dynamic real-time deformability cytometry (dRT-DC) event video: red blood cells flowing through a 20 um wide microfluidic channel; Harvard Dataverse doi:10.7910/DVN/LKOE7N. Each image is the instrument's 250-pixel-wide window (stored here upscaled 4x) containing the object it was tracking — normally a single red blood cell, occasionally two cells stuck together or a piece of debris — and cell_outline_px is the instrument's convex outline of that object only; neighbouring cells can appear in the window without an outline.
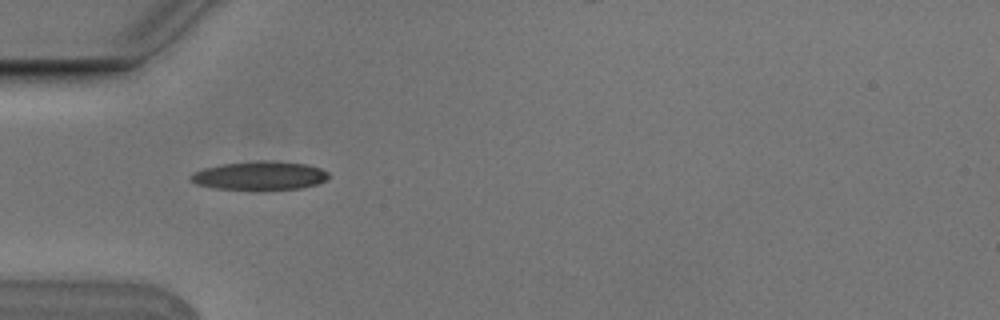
{"species": "Egyptian fruit bat (a non-hibernating species)", "species_latin": "Rousettus aegyptiacus", "temperature_condition": "cold", "stored_images_in_passage": 6, "camera_frame_rate_fps": 3000, "um_per_image_px": 0.085, "animal": {"sex": "male"}, "frame": {"image": 1, "passage_image": 2, "time_ms": 0.333, "image_size_px": [1000, 320], "cell_outline_px": [[328, 176], [324, 180], [316, 184], [300, 188], [264, 192], [256, 192], [216, 188], [196, 184], [188, 180], [188, 176], [192, 172], [204, 168], [224, 164], [256, 160], [272, 160], [308, 164], [320, 168], [328, 172]], "centroid_in_image_um": [22.03, 14.96], "position_along_channel_um": 63.0, "area_um2": 23.93}}
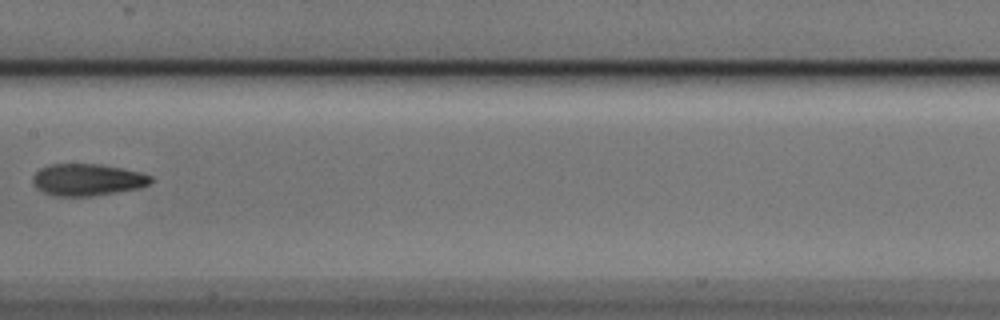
{"frame": {"image": 2, "passage_image": 5, "time_ms": 1.333, "image_size_px": [1000, 320], "cell_outline_px": [[152, 184], [140, 188], [92, 196], [56, 196], [44, 192], [36, 188], [32, 180], [32, 176], [40, 168], [52, 164], [100, 164], [140, 172], [152, 176]], "centroid_in_image_um": [7.44, 15.28], "position_along_channel_um": 200.0, "area_um2": 21.96}}
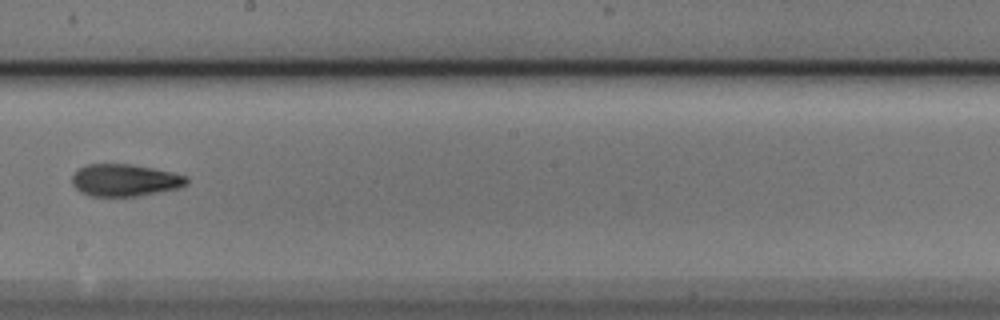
{"frame": {"image": 3, "passage_image": 6, "time_ms": 1.667, "image_size_px": [1000, 320], "cell_outline_px": [[188, 184], [180, 188], [136, 196], [88, 196], [80, 192], [72, 184], [72, 176], [80, 168], [88, 164], [128, 164], [152, 168], [172, 172], [188, 176]], "centroid_in_image_um": [10.63, 15.32], "position_along_channel_um": 237.6, "area_um2": 21.44}}